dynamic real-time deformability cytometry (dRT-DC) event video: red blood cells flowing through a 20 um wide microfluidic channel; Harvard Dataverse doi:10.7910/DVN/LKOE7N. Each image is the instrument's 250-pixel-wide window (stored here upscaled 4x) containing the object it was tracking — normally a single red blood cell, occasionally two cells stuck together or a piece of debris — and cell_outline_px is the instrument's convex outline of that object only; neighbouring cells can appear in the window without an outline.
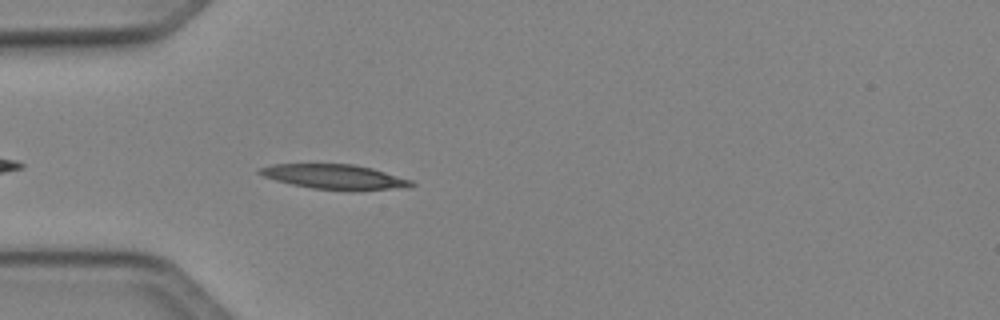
{"species": "Egyptian fruit bat (a non-hibernating species)", "species_latin": "Rousettus aegyptiacus", "temperature_condition": "cold", "stored_images_in_passage": 22, "camera_frame_rate_fps": 3000, "um_per_image_px": 0.085, "animal": {"sex": "female"}, "frame": {"image": 1, "passage_image": 4, "time_ms": 1.0, "image_size_px": [1000, 320], "cell_outline_px": [[416, 184], [388, 188], [312, 188], [292, 184], [276, 180], [264, 176], [256, 172], [260, 168], [272, 164], [352, 164], [372, 168], [412, 180]], "centroid_in_image_um": [28.32, 14.97], "position_along_channel_um": 56.7, "area_um2": 20.63}}
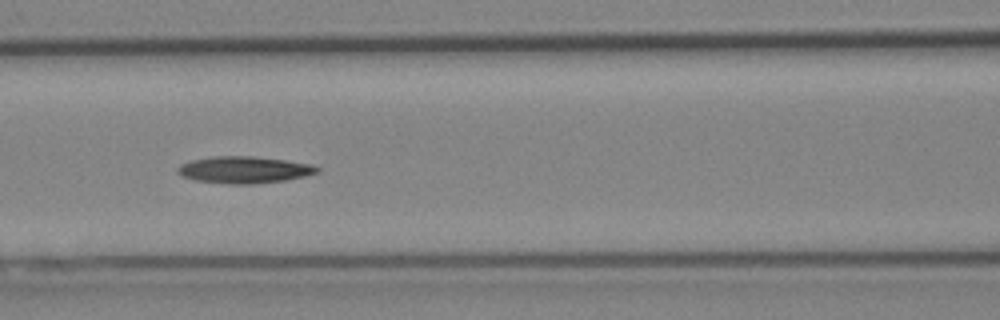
{"frame": {"image": 2, "passage_image": 11, "time_ms": 3.333, "image_size_px": [1000, 320], "cell_outline_px": [[320, 172], [308, 176], [284, 180], [252, 184], [228, 184], [196, 180], [184, 176], [176, 172], [176, 168], [180, 164], [192, 160], [212, 156], [252, 156], [284, 160], [312, 164], [320, 168]], "centroid_in_image_um": [20.78, 14.43], "position_along_channel_um": 145.8, "area_um2": 21.85}}
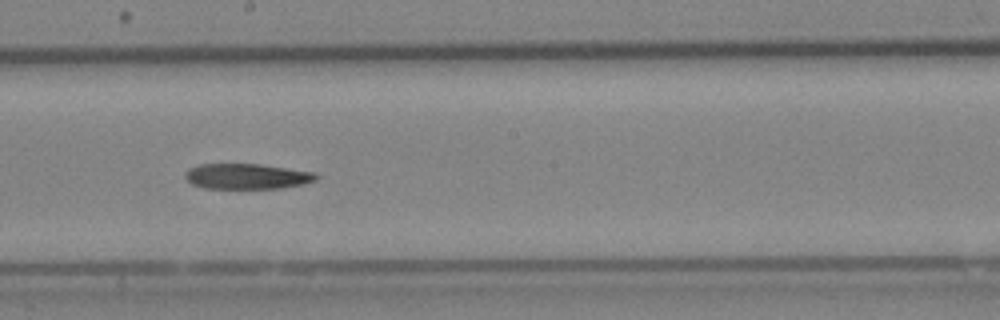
{"frame": {"image": 3, "passage_image": 17, "time_ms": 5.333, "image_size_px": [1000, 320], "cell_outline_px": [[320, 176], [316, 180], [304, 184], [280, 188], [204, 188], [192, 184], [184, 176], [184, 172], [188, 168], [200, 164], [256, 164], [316, 172]], "centroid_in_image_um": [20.99, 14.99], "position_along_channel_um": 227.2, "area_um2": 19.42}}